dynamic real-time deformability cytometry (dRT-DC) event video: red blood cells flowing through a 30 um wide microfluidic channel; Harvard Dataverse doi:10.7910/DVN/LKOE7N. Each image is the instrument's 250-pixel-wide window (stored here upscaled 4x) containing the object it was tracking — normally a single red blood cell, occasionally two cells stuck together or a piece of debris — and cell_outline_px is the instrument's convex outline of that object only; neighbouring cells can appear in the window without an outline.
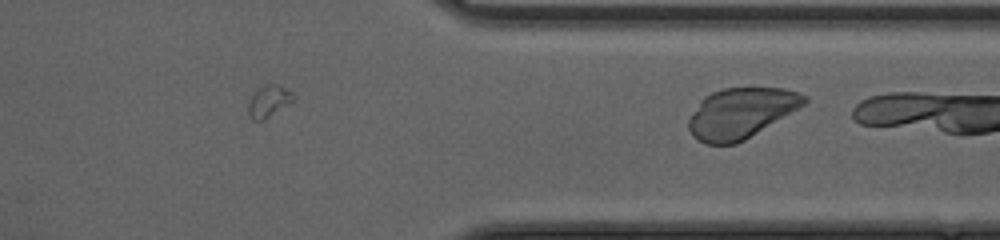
{"species": "common noctule bat (a hibernating species)", "species_latin": "Nyctalus noctula", "temperature_condition": "cold", "stored_images_in_passage": 31, "camera_frame_rate_fps": 3000, "um_per_image_px": 0.085, "animal": {"sex": "female", "body_mass_g": 20.0, "forearm_length_mm": 54.0}, "frame": {"image": 1, "passage_image": 31, "time_ms": 10.0, "image_size_px": [1000, 240], "cell_outline_px": [[808, 100], [804, 104], [744, 140], [736, 144], [708, 144], [696, 140], [692, 136], [688, 128], [688, 120], [700, 100], [704, 96], [712, 92], [724, 88], [784, 88], [808, 96]], "centroid_in_image_um": [62.93, 9.61], "position_along_channel_um": 348.5, "area_um2": 33.58}}